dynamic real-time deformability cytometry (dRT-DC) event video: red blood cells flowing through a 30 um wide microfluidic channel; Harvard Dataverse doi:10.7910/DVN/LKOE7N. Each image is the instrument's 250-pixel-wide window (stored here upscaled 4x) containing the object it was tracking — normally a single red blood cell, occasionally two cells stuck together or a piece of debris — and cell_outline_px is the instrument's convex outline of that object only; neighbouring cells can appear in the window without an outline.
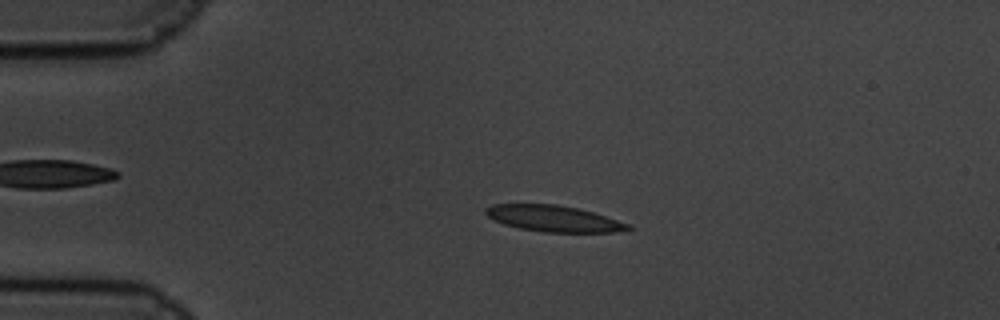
{"species": "common noctule bat (a hibernating species)", "species_latin": "Nyctalus noctula", "temperature_condition": "cold", "stored_images_in_passage": 55, "camera_frame_rate_fps": 3000, "um_per_image_px": 0.085, "animal": {"sex": "male", "body_mass_g": 19.5, "forearm_length_mm": 54.6}, "frame": {"image": 1, "passage_image": 8, "time_ms": 2.333, "image_size_px": [1000, 320], "cell_outline_px": [[636, 228], [612, 232], [544, 232], [520, 228], [504, 224], [488, 216], [484, 212], [484, 208], [492, 204], [556, 204], [580, 208], [632, 224]], "centroid_in_image_um": [47.11, 18.57], "position_along_channel_um": 37.9, "area_um2": 21.85}}
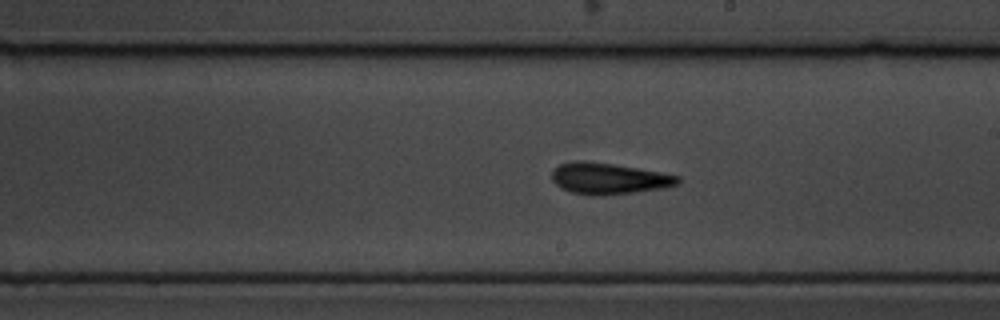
{"frame": {"image": 2, "passage_image": 29, "time_ms": 9.333, "image_size_px": [1000, 320], "cell_outline_px": [[680, 180], [676, 184], [664, 188], [636, 192], [600, 196], [592, 196], [572, 192], [560, 188], [552, 180], [552, 168], [560, 164], [612, 164], [660, 172], [680, 176]], "centroid_in_image_um": [51.78, 15.23], "position_along_channel_um": 237.2, "area_um2": 22.14}}
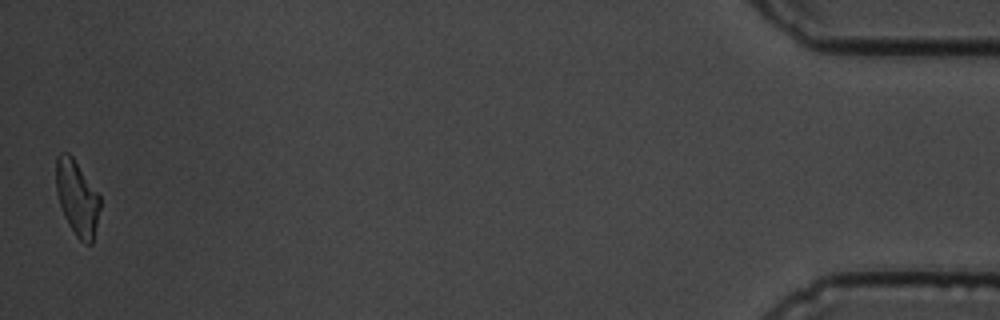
{"frame": {"image": 3, "passage_image": 54, "time_ms": 17.667, "image_size_px": [1000, 320], "cell_outline_px": [[100, 208], [92, 244], [84, 244], [76, 236], [68, 224], [64, 216], [56, 192], [56, 156], [60, 152], [68, 152], [72, 156], [100, 196]], "centroid_in_image_um": [6.54, 16.82], "position_along_channel_um": 428.7, "area_um2": 19.19}, "authors_computed_cell_mechanics": {"area_um2": 21.5594, "velocity_mm_per_s": 3.3529, "shape_relaxation_time_tau1_ms": 7.6943, "shape_relaxation_time_tau2_ms": 8.2798, "deformation_change_tau1": 0.1506, "deformation_change_tau2": 0.1789}}